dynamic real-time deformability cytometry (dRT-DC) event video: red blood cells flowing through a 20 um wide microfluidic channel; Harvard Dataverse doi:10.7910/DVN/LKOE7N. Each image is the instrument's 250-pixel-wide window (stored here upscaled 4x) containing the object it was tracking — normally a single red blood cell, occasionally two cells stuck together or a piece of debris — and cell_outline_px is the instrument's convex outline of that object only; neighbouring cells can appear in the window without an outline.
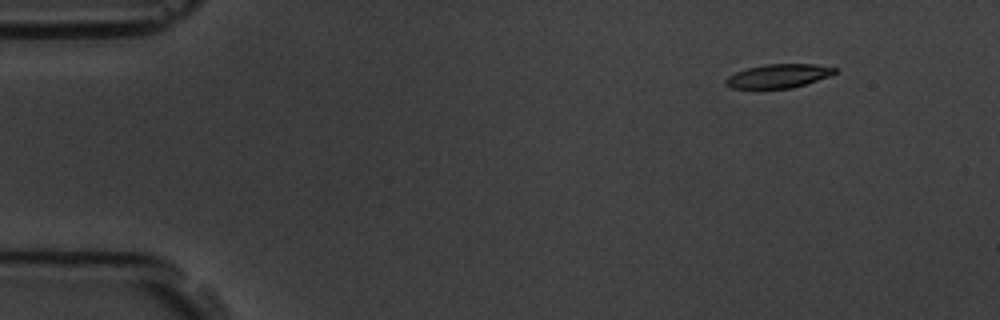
{"species": "common noctule bat (a hibernating species)", "species_latin": "Nyctalus noctula", "temperature_condition": "room temperature", "stored_images_in_passage": 4, "camera_frame_rate_fps": 3000, "um_per_image_px": 0.085, "animal": {"sex": "male", "body_mass_g": 19.5, "forearm_length_mm": 54.6}, "frame": {"image": 1, "passage_image": 1, "time_ms": 0.0, "image_size_px": [1000, 320], "cell_outline_px": [[836, 72], [828, 76], [792, 88], [728, 88], [724, 84], [724, 80], [728, 76], [736, 72], [748, 68], [764, 64], [816, 64], [836, 68]], "centroid_in_image_um": [66.11, 6.45], "position_along_channel_um": 18.9, "area_um2": 14.97}}
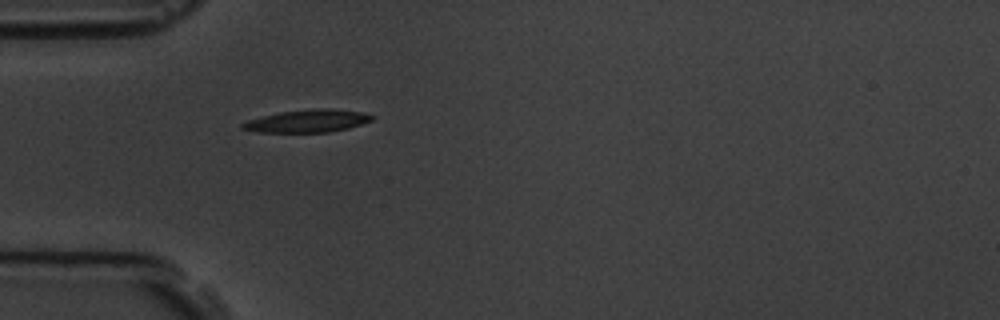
{"frame": {"image": 2, "passage_image": 4, "time_ms": 3.667, "image_size_px": [1000, 320], "cell_outline_px": [[376, 116], [372, 120], [348, 128], [328, 132], [256, 132], [240, 128], [240, 124], [248, 120], [280, 112], [316, 108], [332, 108], [364, 112]], "centroid_in_image_um": [26.16, 10.28], "position_along_channel_um": 58.8, "area_um2": 17.11}}